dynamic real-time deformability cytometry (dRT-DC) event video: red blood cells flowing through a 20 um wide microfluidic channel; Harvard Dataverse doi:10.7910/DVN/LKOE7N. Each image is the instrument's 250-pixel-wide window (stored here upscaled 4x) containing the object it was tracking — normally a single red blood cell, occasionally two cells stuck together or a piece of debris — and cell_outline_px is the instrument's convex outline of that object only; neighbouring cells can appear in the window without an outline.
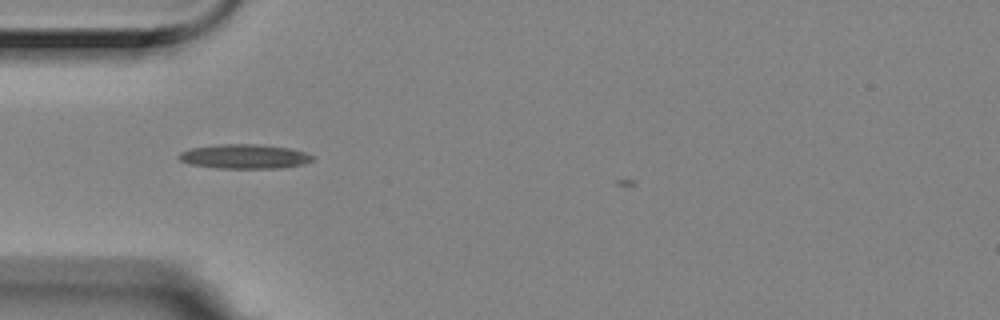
{"species": "Egyptian fruit bat (a non-hibernating species)", "species_latin": "Rousettus aegyptiacus", "temperature_condition": "room temperature", "stored_images_in_passage": 3, "camera_frame_rate_fps": 3000, "um_per_image_px": 0.085, "animal": {"sex": "female"}, "frame": {"image": 1, "passage_image": 2, "time_ms": 0.333, "image_size_px": [1000, 320], "cell_outline_px": [[316, 156], [312, 160], [304, 164], [276, 168], [216, 168], [188, 164], [180, 160], [176, 156], [180, 152], [192, 148], [220, 144], [256, 144], [292, 148]], "centroid_in_image_um": [20.77, 13.3], "position_along_channel_um": 64.2, "area_um2": 19.07}}